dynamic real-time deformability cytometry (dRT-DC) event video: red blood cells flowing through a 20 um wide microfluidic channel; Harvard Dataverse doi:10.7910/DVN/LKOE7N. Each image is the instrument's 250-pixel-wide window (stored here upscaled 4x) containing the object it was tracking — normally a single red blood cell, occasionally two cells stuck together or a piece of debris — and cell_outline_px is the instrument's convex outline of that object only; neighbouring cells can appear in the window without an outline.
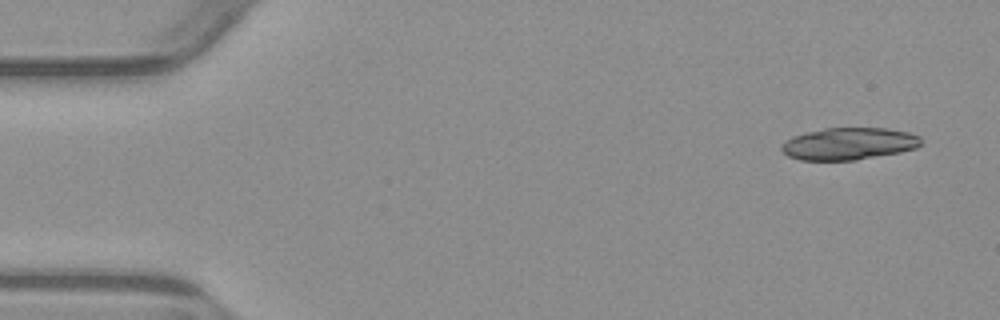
{"species": "common noctule bat (a hibernating species)", "species_latin": "Nyctalus noctula", "temperature_condition": "warm", "stored_images_in_passage": 3, "camera_frame_rate_fps": 3000, "um_per_image_px": 0.085, "animal": {"sex": "male", "body_mass_g": 23.1, "forearm_length_mm": 52.7}, "frame": {"image": 1, "passage_image": 1, "time_ms": 0.0, "image_size_px": [1000, 320], "cell_outline_px": [[920, 144], [916, 148], [900, 152], [856, 160], [800, 160], [788, 156], [780, 148], [784, 140], [792, 136], [824, 128], [888, 128], [908, 132], [920, 136]], "centroid_in_image_um": [72.13, 12.21], "position_along_channel_um": 12.9, "area_um2": 26.13}}